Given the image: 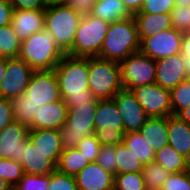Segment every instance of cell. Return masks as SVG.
<instances>
[{
  "label": "cell",
  "instance_id": "cell-41",
  "mask_svg": "<svg viewBox=\"0 0 190 190\" xmlns=\"http://www.w3.org/2000/svg\"><path fill=\"white\" fill-rule=\"evenodd\" d=\"M161 190H190V176L188 170L171 173L163 182Z\"/></svg>",
  "mask_w": 190,
  "mask_h": 190
},
{
  "label": "cell",
  "instance_id": "cell-49",
  "mask_svg": "<svg viewBox=\"0 0 190 190\" xmlns=\"http://www.w3.org/2000/svg\"><path fill=\"white\" fill-rule=\"evenodd\" d=\"M176 116L190 125V106L181 110Z\"/></svg>",
  "mask_w": 190,
  "mask_h": 190
},
{
  "label": "cell",
  "instance_id": "cell-47",
  "mask_svg": "<svg viewBox=\"0 0 190 190\" xmlns=\"http://www.w3.org/2000/svg\"><path fill=\"white\" fill-rule=\"evenodd\" d=\"M181 54L185 59L186 68L190 73V32L184 33L182 39Z\"/></svg>",
  "mask_w": 190,
  "mask_h": 190
},
{
  "label": "cell",
  "instance_id": "cell-54",
  "mask_svg": "<svg viewBox=\"0 0 190 190\" xmlns=\"http://www.w3.org/2000/svg\"><path fill=\"white\" fill-rule=\"evenodd\" d=\"M9 190H17L15 187H11Z\"/></svg>",
  "mask_w": 190,
  "mask_h": 190
},
{
  "label": "cell",
  "instance_id": "cell-9",
  "mask_svg": "<svg viewBox=\"0 0 190 190\" xmlns=\"http://www.w3.org/2000/svg\"><path fill=\"white\" fill-rule=\"evenodd\" d=\"M119 64L123 89L131 91L133 88L155 83V60L140 51L131 54Z\"/></svg>",
  "mask_w": 190,
  "mask_h": 190
},
{
  "label": "cell",
  "instance_id": "cell-25",
  "mask_svg": "<svg viewBox=\"0 0 190 190\" xmlns=\"http://www.w3.org/2000/svg\"><path fill=\"white\" fill-rule=\"evenodd\" d=\"M90 14L110 23L133 16L121 0H97Z\"/></svg>",
  "mask_w": 190,
  "mask_h": 190
},
{
  "label": "cell",
  "instance_id": "cell-2",
  "mask_svg": "<svg viewBox=\"0 0 190 190\" xmlns=\"http://www.w3.org/2000/svg\"><path fill=\"white\" fill-rule=\"evenodd\" d=\"M140 50V38L134 17L111 22L97 57L121 62Z\"/></svg>",
  "mask_w": 190,
  "mask_h": 190
},
{
  "label": "cell",
  "instance_id": "cell-16",
  "mask_svg": "<svg viewBox=\"0 0 190 190\" xmlns=\"http://www.w3.org/2000/svg\"><path fill=\"white\" fill-rule=\"evenodd\" d=\"M155 64V83L165 89L171 90L190 77L181 53L157 60Z\"/></svg>",
  "mask_w": 190,
  "mask_h": 190
},
{
  "label": "cell",
  "instance_id": "cell-13",
  "mask_svg": "<svg viewBox=\"0 0 190 190\" xmlns=\"http://www.w3.org/2000/svg\"><path fill=\"white\" fill-rule=\"evenodd\" d=\"M34 70L19 58H7L5 76L0 83V98L12 100L23 93L29 84Z\"/></svg>",
  "mask_w": 190,
  "mask_h": 190
},
{
  "label": "cell",
  "instance_id": "cell-18",
  "mask_svg": "<svg viewBox=\"0 0 190 190\" xmlns=\"http://www.w3.org/2000/svg\"><path fill=\"white\" fill-rule=\"evenodd\" d=\"M44 22L45 9L13 10L11 24L22 42L32 34L42 31Z\"/></svg>",
  "mask_w": 190,
  "mask_h": 190
},
{
  "label": "cell",
  "instance_id": "cell-6",
  "mask_svg": "<svg viewBox=\"0 0 190 190\" xmlns=\"http://www.w3.org/2000/svg\"><path fill=\"white\" fill-rule=\"evenodd\" d=\"M97 104L98 102H89L68 109L66 123L59 130L63 149L76 148L84 137L95 134Z\"/></svg>",
  "mask_w": 190,
  "mask_h": 190
},
{
  "label": "cell",
  "instance_id": "cell-3",
  "mask_svg": "<svg viewBox=\"0 0 190 190\" xmlns=\"http://www.w3.org/2000/svg\"><path fill=\"white\" fill-rule=\"evenodd\" d=\"M65 54L45 29L32 34L21 43L18 58L27 62L34 71L54 70Z\"/></svg>",
  "mask_w": 190,
  "mask_h": 190
},
{
  "label": "cell",
  "instance_id": "cell-40",
  "mask_svg": "<svg viewBox=\"0 0 190 190\" xmlns=\"http://www.w3.org/2000/svg\"><path fill=\"white\" fill-rule=\"evenodd\" d=\"M48 190H79L75 176L55 171L50 174V185Z\"/></svg>",
  "mask_w": 190,
  "mask_h": 190
},
{
  "label": "cell",
  "instance_id": "cell-23",
  "mask_svg": "<svg viewBox=\"0 0 190 190\" xmlns=\"http://www.w3.org/2000/svg\"><path fill=\"white\" fill-rule=\"evenodd\" d=\"M154 152L168 145V117L149 118L138 131Z\"/></svg>",
  "mask_w": 190,
  "mask_h": 190
},
{
  "label": "cell",
  "instance_id": "cell-44",
  "mask_svg": "<svg viewBox=\"0 0 190 190\" xmlns=\"http://www.w3.org/2000/svg\"><path fill=\"white\" fill-rule=\"evenodd\" d=\"M13 121L14 114L12 100L0 98V131Z\"/></svg>",
  "mask_w": 190,
  "mask_h": 190
},
{
  "label": "cell",
  "instance_id": "cell-39",
  "mask_svg": "<svg viewBox=\"0 0 190 190\" xmlns=\"http://www.w3.org/2000/svg\"><path fill=\"white\" fill-rule=\"evenodd\" d=\"M101 144L99 143L96 135H90L84 137L76 147L90 163L96 162L97 156L99 155Z\"/></svg>",
  "mask_w": 190,
  "mask_h": 190
},
{
  "label": "cell",
  "instance_id": "cell-10",
  "mask_svg": "<svg viewBox=\"0 0 190 190\" xmlns=\"http://www.w3.org/2000/svg\"><path fill=\"white\" fill-rule=\"evenodd\" d=\"M131 92L150 118L172 115L170 90L153 83L133 88Z\"/></svg>",
  "mask_w": 190,
  "mask_h": 190
},
{
  "label": "cell",
  "instance_id": "cell-12",
  "mask_svg": "<svg viewBox=\"0 0 190 190\" xmlns=\"http://www.w3.org/2000/svg\"><path fill=\"white\" fill-rule=\"evenodd\" d=\"M25 94L39 107L61 100L59 83L54 70L34 71Z\"/></svg>",
  "mask_w": 190,
  "mask_h": 190
},
{
  "label": "cell",
  "instance_id": "cell-21",
  "mask_svg": "<svg viewBox=\"0 0 190 190\" xmlns=\"http://www.w3.org/2000/svg\"><path fill=\"white\" fill-rule=\"evenodd\" d=\"M28 139L57 164L63 151L59 130L29 129Z\"/></svg>",
  "mask_w": 190,
  "mask_h": 190
},
{
  "label": "cell",
  "instance_id": "cell-17",
  "mask_svg": "<svg viewBox=\"0 0 190 190\" xmlns=\"http://www.w3.org/2000/svg\"><path fill=\"white\" fill-rule=\"evenodd\" d=\"M75 179L79 190H114L115 175L96 162L89 163Z\"/></svg>",
  "mask_w": 190,
  "mask_h": 190
},
{
  "label": "cell",
  "instance_id": "cell-33",
  "mask_svg": "<svg viewBox=\"0 0 190 190\" xmlns=\"http://www.w3.org/2000/svg\"><path fill=\"white\" fill-rule=\"evenodd\" d=\"M172 115L190 106V77L170 90Z\"/></svg>",
  "mask_w": 190,
  "mask_h": 190
},
{
  "label": "cell",
  "instance_id": "cell-35",
  "mask_svg": "<svg viewBox=\"0 0 190 190\" xmlns=\"http://www.w3.org/2000/svg\"><path fill=\"white\" fill-rule=\"evenodd\" d=\"M23 175L24 171L21 163L11 159H0V177L11 187H14Z\"/></svg>",
  "mask_w": 190,
  "mask_h": 190
},
{
  "label": "cell",
  "instance_id": "cell-20",
  "mask_svg": "<svg viewBox=\"0 0 190 190\" xmlns=\"http://www.w3.org/2000/svg\"><path fill=\"white\" fill-rule=\"evenodd\" d=\"M21 165L26 174L47 175L56 171V164L30 140L23 149Z\"/></svg>",
  "mask_w": 190,
  "mask_h": 190
},
{
  "label": "cell",
  "instance_id": "cell-51",
  "mask_svg": "<svg viewBox=\"0 0 190 190\" xmlns=\"http://www.w3.org/2000/svg\"><path fill=\"white\" fill-rule=\"evenodd\" d=\"M67 0H46L47 6L63 5Z\"/></svg>",
  "mask_w": 190,
  "mask_h": 190
},
{
  "label": "cell",
  "instance_id": "cell-11",
  "mask_svg": "<svg viewBox=\"0 0 190 190\" xmlns=\"http://www.w3.org/2000/svg\"><path fill=\"white\" fill-rule=\"evenodd\" d=\"M184 34L173 27L140 41V52L153 60L168 58L181 53Z\"/></svg>",
  "mask_w": 190,
  "mask_h": 190
},
{
  "label": "cell",
  "instance_id": "cell-38",
  "mask_svg": "<svg viewBox=\"0 0 190 190\" xmlns=\"http://www.w3.org/2000/svg\"><path fill=\"white\" fill-rule=\"evenodd\" d=\"M171 25L181 33L190 32V10L184 5L175 6L171 11Z\"/></svg>",
  "mask_w": 190,
  "mask_h": 190
},
{
  "label": "cell",
  "instance_id": "cell-15",
  "mask_svg": "<svg viewBox=\"0 0 190 190\" xmlns=\"http://www.w3.org/2000/svg\"><path fill=\"white\" fill-rule=\"evenodd\" d=\"M29 127L13 121L0 131V159L22 161V152L28 139Z\"/></svg>",
  "mask_w": 190,
  "mask_h": 190
},
{
  "label": "cell",
  "instance_id": "cell-14",
  "mask_svg": "<svg viewBox=\"0 0 190 190\" xmlns=\"http://www.w3.org/2000/svg\"><path fill=\"white\" fill-rule=\"evenodd\" d=\"M112 99L121 114L125 133L139 131L150 118L130 90L122 89Z\"/></svg>",
  "mask_w": 190,
  "mask_h": 190
},
{
  "label": "cell",
  "instance_id": "cell-48",
  "mask_svg": "<svg viewBox=\"0 0 190 190\" xmlns=\"http://www.w3.org/2000/svg\"><path fill=\"white\" fill-rule=\"evenodd\" d=\"M126 8L128 9V11L134 15L138 12H140L145 0H121Z\"/></svg>",
  "mask_w": 190,
  "mask_h": 190
},
{
  "label": "cell",
  "instance_id": "cell-34",
  "mask_svg": "<svg viewBox=\"0 0 190 190\" xmlns=\"http://www.w3.org/2000/svg\"><path fill=\"white\" fill-rule=\"evenodd\" d=\"M114 190H146L142 172L116 174Z\"/></svg>",
  "mask_w": 190,
  "mask_h": 190
},
{
  "label": "cell",
  "instance_id": "cell-5",
  "mask_svg": "<svg viewBox=\"0 0 190 190\" xmlns=\"http://www.w3.org/2000/svg\"><path fill=\"white\" fill-rule=\"evenodd\" d=\"M81 18L64 4L45 8L44 29L52 35L56 45L64 54H67L73 47Z\"/></svg>",
  "mask_w": 190,
  "mask_h": 190
},
{
  "label": "cell",
  "instance_id": "cell-37",
  "mask_svg": "<svg viewBox=\"0 0 190 190\" xmlns=\"http://www.w3.org/2000/svg\"><path fill=\"white\" fill-rule=\"evenodd\" d=\"M116 150L117 145H101L99 155L96 159L97 164H99L103 169L109 171L113 175L117 174Z\"/></svg>",
  "mask_w": 190,
  "mask_h": 190
},
{
  "label": "cell",
  "instance_id": "cell-43",
  "mask_svg": "<svg viewBox=\"0 0 190 190\" xmlns=\"http://www.w3.org/2000/svg\"><path fill=\"white\" fill-rule=\"evenodd\" d=\"M97 0H67L65 6L71 8L79 16L84 17L91 13Z\"/></svg>",
  "mask_w": 190,
  "mask_h": 190
},
{
  "label": "cell",
  "instance_id": "cell-8",
  "mask_svg": "<svg viewBox=\"0 0 190 190\" xmlns=\"http://www.w3.org/2000/svg\"><path fill=\"white\" fill-rule=\"evenodd\" d=\"M94 119L95 135L101 145L123 143L124 123L113 99L98 100Z\"/></svg>",
  "mask_w": 190,
  "mask_h": 190
},
{
  "label": "cell",
  "instance_id": "cell-30",
  "mask_svg": "<svg viewBox=\"0 0 190 190\" xmlns=\"http://www.w3.org/2000/svg\"><path fill=\"white\" fill-rule=\"evenodd\" d=\"M21 43L12 24L0 27V57L18 58Z\"/></svg>",
  "mask_w": 190,
  "mask_h": 190
},
{
  "label": "cell",
  "instance_id": "cell-42",
  "mask_svg": "<svg viewBox=\"0 0 190 190\" xmlns=\"http://www.w3.org/2000/svg\"><path fill=\"white\" fill-rule=\"evenodd\" d=\"M174 7V0H145L138 13L170 14Z\"/></svg>",
  "mask_w": 190,
  "mask_h": 190
},
{
  "label": "cell",
  "instance_id": "cell-52",
  "mask_svg": "<svg viewBox=\"0 0 190 190\" xmlns=\"http://www.w3.org/2000/svg\"><path fill=\"white\" fill-rule=\"evenodd\" d=\"M11 186L2 178L0 177V190H9Z\"/></svg>",
  "mask_w": 190,
  "mask_h": 190
},
{
  "label": "cell",
  "instance_id": "cell-24",
  "mask_svg": "<svg viewBox=\"0 0 190 190\" xmlns=\"http://www.w3.org/2000/svg\"><path fill=\"white\" fill-rule=\"evenodd\" d=\"M140 41L172 28L171 14L136 13L133 15Z\"/></svg>",
  "mask_w": 190,
  "mask_h": 190
},
{
  "label": "cell",
  "instance_id": "cell-32",
  "mask_svg": "<svg viewBox=\"0 0 190 190\" xmlns=\"http://www.w3.org/2000/svg\"><path fill=\"white\" fill-rule=\"evenodd\" d=\"M170 172L156 162L143 165L142 176L146 190H161L163 182L170 176Z\"/></svg>",
  "mask_w": 190,
  "mask_h": 190
},
{
  "label": "cell",
  "instance_id": "cell-7",
  "mask_svg": "<svg viewBox=\"0 0 190 190\" xmlns=\"http://www.w3.org/2000/svg\"><path fill=\"white\" fill-rule=\"evenodd\" d=\"M110 22L91 14L81 18L72 49L67 55L95 57L100 53Z\"/></svg>",
  "mask_w": 190,
  "mask_h": 190
},
{
  "label": "cell",
  "instance_id": "cell-45",
  "mask_svg": "<svg viewBox=\"0 0 190 190\" xmlns=\"http://www.w3.org/2000/svg\"><path fill=\"white\" fill-rule=\"evenodd\" d=\"M13 10H40L47 7L46 0H8Z\"/></svg>",
  "mask_w": 190,
  "mask_h": 190
},
{
  "label": "cell",
  "instance_id": "cell-53",
  "mask_svg": "<svg viewBox=\"0 0 190 190\" xmlns=\"http://www.w3.org/2000/svg\"><path fill=\"white\" fill-rule=\"evenodd\" d=\"M174 4L175 6L184 5L187 7L190 4V0H174Z\"/></svg>",
  "mask_w": 190,
  "mask_h": 190
},
{
  "label": "cell",
  "instance_id": "cell-50",
  "mask_svg": "<svg viewBox=\"0 0 190 190\" xmlns=\"http://www.w3.org/2000/svg\"><path fill=\"white\" fill-rule=\"evenodd\" d=\"M7 68V58L0 57V83L2 82Z\"/></svg>",
  "mask_w": 190,
  "mask_h": 190
},
{
  "label": "cell",
  "instance_id": "cell-22",
  "mask_svg": "<svg viewBox=\"0 0 190 190\" xmlns=\"http://www.w3.org/2000/svg\"><path fill=\"white\" fill-rule=\"evenodd\" d=\"M168 145L190 161V125L176 115L168 117Z\"/></svg>",
  "mask_w": 190,
  "mask_h": 190
},
{
  "label": "cell",
  "instance_id": "cell-29",
  "mask_svg": "<svg viewBox=\"0 0 190 190\" xmlns=\"http://www.w3.org/2000/svg\"><path fill=\"white\" fill-rule=\"evenodd\" d=\"M12 103L14 121L20 122L29 127L33 123L37 111L40 110L39 105L34 103L25 93L14 97Z\"/></svg>",
  "mask_w": 190,
  "mask_h": 190
},
{
  "label": "cell",
  "instance_id": "cell-26",
  "mask_svg": "<svg viewBox=\"0 0 190 190\" xmlns=\"http://www.w3.org/2000/svg\"><path fill=\"white\" fill-rule=\"evenodd\" d=\"M89 163L88 159L76 148L63 149L56 164V171L76 176Z\"/></svg>",
  "mask_w": 190,
  "mask_h": 190
},
{
  "label": "cell",
  "instance_id": "cell-27",
  "mask_svg": "<svg viewBox=\"0 0 190 190\" xmlns=\"http://www.w3.org/2000/svg\"><path fill=\"white\" fill-rule=\"evenodd\" d=\"M154 162L164 167L170 173L187 171L190 161L180 155L170 145H166L155 152Z\"/></svg>",
  "mask_w": 190,
  "mask_h": 190
},
{
  "label": "cell",
  "instance_id": "cell-1",
  "mask_svg": "<svg viewBox=\"0 0 190 190\" xmlns=\"http://www.w3.org/2000/svg\"><path fill=\"white\" fill-rule=\"evenodd\" d=\"M89 57H74L65 54L54 68L61 98L68 109L89 102H98V99L89 90L88 86Z\"/></svg>",
  "mask_w": 190,
  "mask_h": 190
},
{
  "label": "cell",
  "instance_id": "cell-4",
  "mask_svg": "<svg viewBox=\"0 0 190 190\" xmlns=\"http://www.w3.org/2000/svg\"><path fill=\"white\" fill-rule=\"evenodd\" d=\"M89 90L98 100L112 99L123 89L119 62L89 57Z\"/></svg>",
  "mask_w": 190,
  "mask_h": 190
},
{
  "label": "cell",
  "instance_id": "cell-31",
  "mask_svg": "<svg viewBox=\"0 0 190 190\" xmlns=\"http://www.w3.org/2000/svg\"><path fill=\"white\" fill-rule=\"evenodd\" d=\"M117 174L129 172H142L143 164L137 159L136 155L124 143L117 145Z\"/></svg>",
  "mask_w": 190,
  "mask_h": 190
},
{
  "label": "cell",
  "instance_id": "cell-19",
  "mask_svg": "<svg viewBox=\"0 0 190 190\" xmlns=\"http://www.w3.org/2000/svg\"><path fill=\"white\" fill-rule=\"evenodd\" d=\"M39 109L29 129L60 130L66 123L68 108L63 99L40 106Z\"/></svg>",
  "mask_w": 190,
  "mask_h": 190
},
{
  "label": "cell",
  "instance_id": "cell-46",
  "mask_svg": "<svg viewBox=\"0 0 190 190\" xmlns=\"http://www.w3.org/2000/svg\"><path fill=\"white\" fill-rule=\"evenodd\" d=\"M13 8L8 0H0V27L11 24Z\"/></svg>",
  "mask_w": 190,
  "mask_h": 190
},
{
  "label": "cell",
  "instance_id": "cell-28",
  "mask_svg": "<svg viewBox=\"0 0 190 190\" xmlns=\"http://www.w3.org/2000/svg\"><path fill=\"white\" fill-rule=\"evenodd\" d=\"M123 143L136 155L141 164L146 165L154 162V150L149 147L146 140L138 131L125 133Z\"/></svg>",
  "mask_w": 190,
  "mask_h": 190
},
{
  "label": "cell",
  "instance_id": "cell-36",
  "mask_svg": "<svg viewBox=\"0 0 190 190\" xmlns=\"http://www.w3.org/2000/svg\"><path fill=\"white\" fill-rule=\"evenodd\" d=\"M50 185V174H26L14 186L17 190H48Z\"/></svg>",
  "mask_w": 190,
  "mask_h": 190
}]
</instances>
